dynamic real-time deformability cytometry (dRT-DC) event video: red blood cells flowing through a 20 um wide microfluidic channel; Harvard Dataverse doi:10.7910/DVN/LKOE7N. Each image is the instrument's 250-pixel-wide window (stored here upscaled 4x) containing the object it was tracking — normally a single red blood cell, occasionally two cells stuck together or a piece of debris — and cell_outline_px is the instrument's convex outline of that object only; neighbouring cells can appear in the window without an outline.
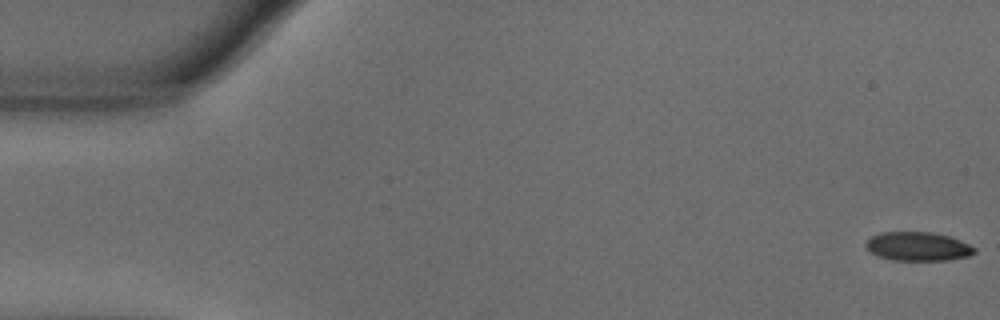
{"species": "common noctule bat (a hibernating species)", "species_latin": "Nyctalus noctula", "temperature_condition": "warm", "stored_images_in_passage": 56, "camera_frame_rate_fps": 3000, "um_per_image_px": 0.085, "animal": {"sex": "male", "body_mass_g": 18.8}, "frame": {"image": 1, "passage_image": 1, "time_ms": 0.0, "image_size_px": [1000, 320], "cell_outline_px": [[976, 252], [968, 256], [948, 260], [892, 260], [876, 256], [868, 252], [864, 244], [872, 236], [880, 232], [932, 232], [948, 236], [960, 240], [976, 248]], "centroid_in_image_um": [77.98, 20.95], "position_along_channel_um": 7.0, "area_um2": 18.38}}
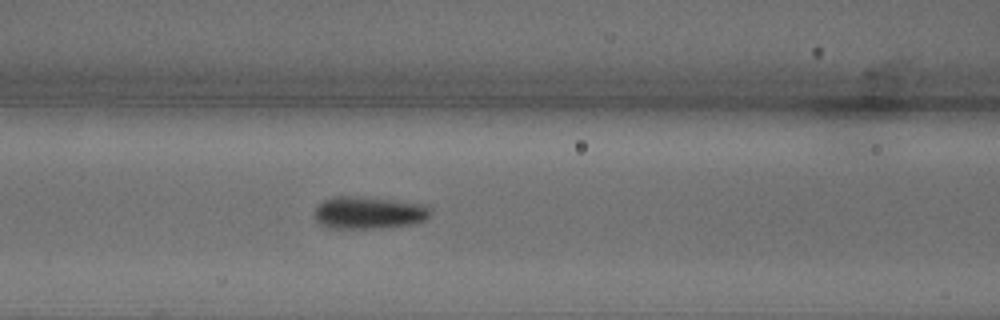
{"frame": {"image": 2, "passage_image": 23, "time_ms": 7.333, "image_size_px": [1000, 320], "cell_outline_px": [[432, 216], [424, 220], [412, 224], [380, 228], [328, 228], [320, 224], [316, 220], [316, 208], [324, 200], [332, 196], [352, 196], [396, 200], [428, 204], [432, 208]], "centroid_in_image_um": [31.42, 18.07], "position_along_channel_um": 135.2, "area_um2": 22.08}}
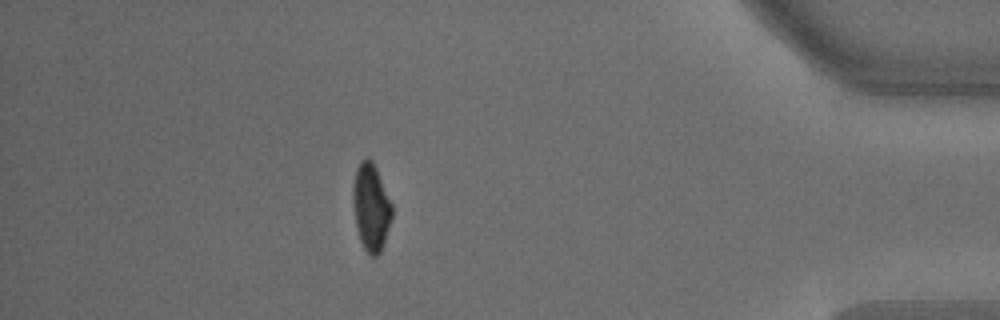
{"frame": {"image": 3, "passage_image": 49, "time_ms": 16.0, "image_size_px": [1000, 320], "cell_outline_px": [[392, 216], [384, 244], [380, 252], [376, 256], [368, 256], [360, 240], [356, 228], [352, 204], [352, 188], [356, 168], [360, 160], [368, 156], [372, 160], [376, 168], [392, 204]], "centroid_in_image_um": [31.51, 17.61], "position_along_channel_um": 403.7, "area_um2": 20.11}, "authors_computed_cell_mechanics": {"area_um2": 20.2878, "velocity_mm_per_s": 3.6293, "shape_relaxation_time_tau1_ms": 3.3476, "shape_relaxation_time_tau2_ms": 1.4072, "deformation_change_tau1": 0.1703, "deformation_change_tau2": 0.0653}}